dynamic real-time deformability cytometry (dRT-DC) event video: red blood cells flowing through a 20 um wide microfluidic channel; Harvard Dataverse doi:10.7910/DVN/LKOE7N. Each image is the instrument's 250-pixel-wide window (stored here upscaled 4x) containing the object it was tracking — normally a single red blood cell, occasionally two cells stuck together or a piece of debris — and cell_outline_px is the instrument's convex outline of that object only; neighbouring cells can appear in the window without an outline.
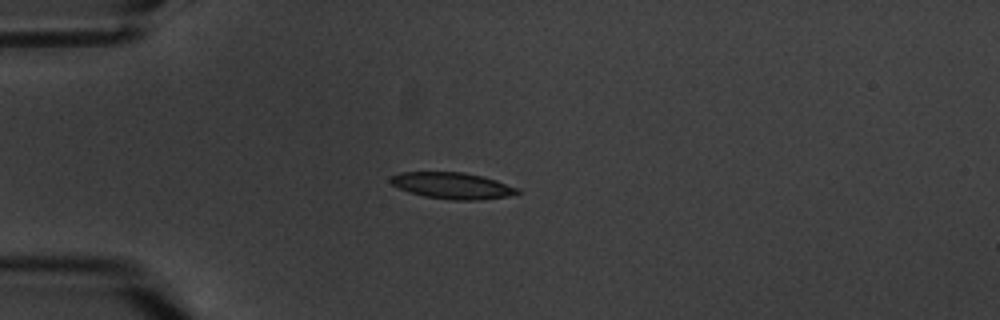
{"species": "common noctule bat (a hibernating species)", "species_latin": "Nyctalus noctula", "temperature_condition": "warm", "stored_images_in_passage": 6, "camera_frame_rate_fps": 3000, "um_per_image_px": 0.085, "animal": {"sex": "male", "body_mass_g": 20.1, "forearm_length_mm": 53.5}, "frame": {"image": 1, "passage_image": 4, "time_ms": 3.333, "image_size_px": [1000, 320], "cell_outline_px": [[520, 192], [508, 196], [480, 200], [452, 200], [424, 196], [400, 188], [392, 184], [388, 180], [392, 176], [400, 172], [464, 172], [496, 180], [520, 188]], "centroid_in_image_um": [38.48, 15.78], "position_along_channel_um": 46.5, "area_um2": 19.36}}